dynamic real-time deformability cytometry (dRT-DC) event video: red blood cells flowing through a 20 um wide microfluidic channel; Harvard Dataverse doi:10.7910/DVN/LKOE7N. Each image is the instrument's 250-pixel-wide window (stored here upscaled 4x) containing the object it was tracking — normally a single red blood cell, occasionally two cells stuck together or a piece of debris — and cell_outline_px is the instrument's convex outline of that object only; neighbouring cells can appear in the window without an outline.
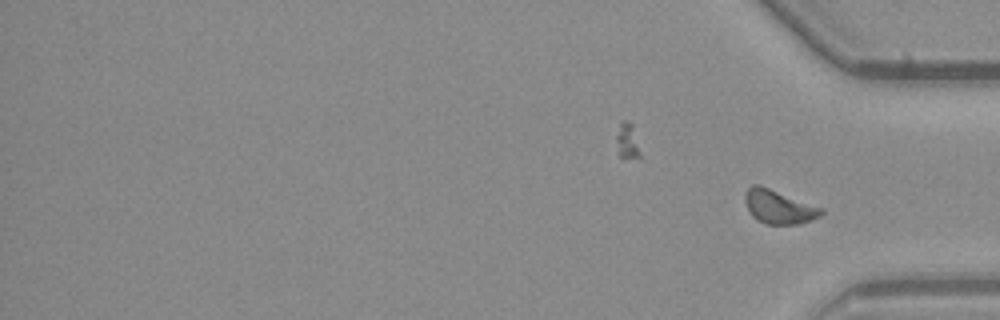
{"species": "common noctule bat (a hibernating species)", "species_latin": "Nyctalus noctula", "temperature_condition": "warm", "stored_images_in_passage": 49, "segment_of_instrument_passage": [2, 2], "camera_frame_rate_fps": 3000, "um_per_image_px": 0.085, "animal": {"sex": "male", "body_mass_g": 23.1, "forearm_length_mm": 52.7}, "frame": {"image": 1, "passage_image": 49, "time_ms": 16.0, "image_size_px": [1000, 320], "cell_outline_px": [[824, 212], [820, 216], [800, 224], [768, 224], [756, 220], [752, 216], [744, 200], [744, 196], [748, 188], [752, 184], [760, 184], [824, 208]], "centroid_in_image_um": [66.21, 17.57], "position_along_channel_um": 369.0, "area_um2": 15.14}}